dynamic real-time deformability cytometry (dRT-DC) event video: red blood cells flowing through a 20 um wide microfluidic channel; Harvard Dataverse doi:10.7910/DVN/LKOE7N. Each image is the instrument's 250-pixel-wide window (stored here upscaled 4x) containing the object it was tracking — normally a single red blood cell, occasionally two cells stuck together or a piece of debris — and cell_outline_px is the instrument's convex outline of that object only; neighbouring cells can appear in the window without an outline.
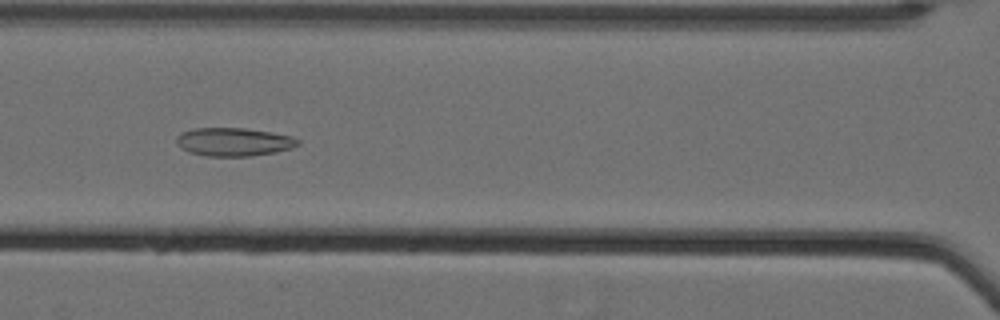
{"species": "Egyptian fruit bat (a non-hibernating species)", "species_latin": "Rousettus aegyptiacus", "temperature_condition": "cold", "stored_images_in_passage": 45, "camera_frame_rate_fps": 3000, "um_per_image_px": 0.085, "animal": {"sex": "female"}, "frame": {"image": 1, "passage_image": 23, "time_ms": 7.333, "image_size_px": [1000, 320], "cell_outline_px": [[300, 144], [292, 148], [276, 152], [252, 156], [208, 156], [188, 152], [176, 144], [176, 136], [192, 128], [244, 128], [272, 132], [292, 136], [300, 140]], "centroid_in_image_um": [19.89, 12.06], "position_along_channel_um": 146.7, "area_um2": 20.17}}
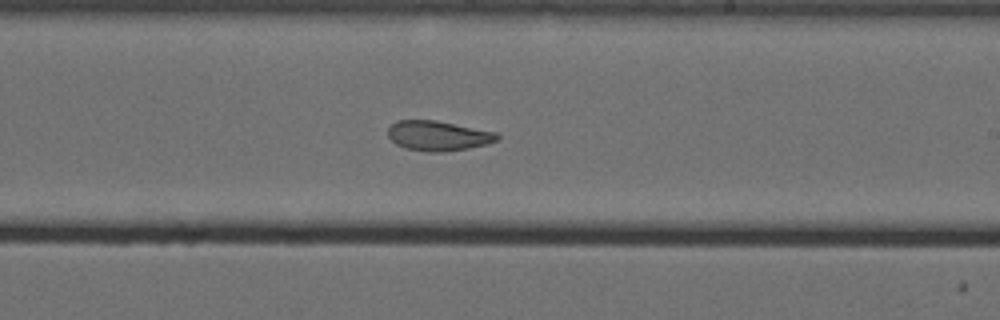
{"frame": {"image": 2, "passage_image": 32, "time_ms": 10.333, "image_size_px": [1000, 320], "cell_outline_px": [[500, 140], [488, 144], [468, 148], [444, 152], [428, 152], [404, 148], [396, 144], [388, 136], [388, 128], [396, 120], [436, 120], [496, 132], [500, 136]], "centroid_in_image_um": [37.25, 11.54], "position_along_channel_um": 251.7, "area_um2": 19.19}}
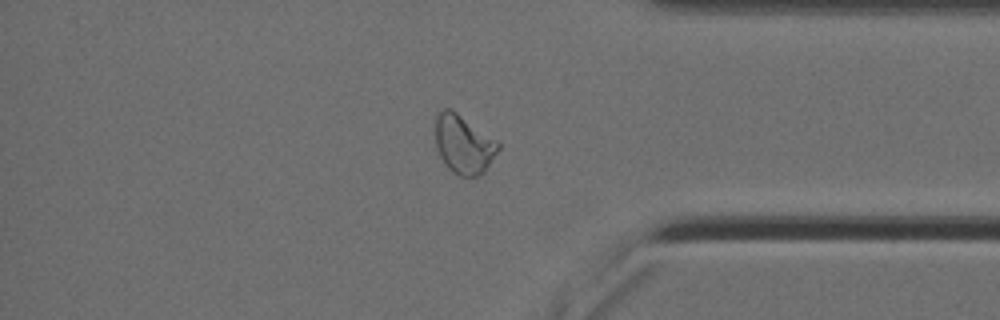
{"frame": {"image": 3, "passage_image": 45, "time_ms": 14.667, "image_size_px": [1000, 320], "cell_outline_px": [[500, 148], [484, 172], [476, 176], [460, 176], [452, 172], [444, 164], [436, 148], [436, 116], [444, 108], [452, 108], [496, 140], [500, 144]], "centroid_in_image_um": [39.4, 12.26], "position_along_channel_um": 395.8, "area_um2": 21.44}, "authors_computed_cell_mechanics": {"area_um2": 20.808, "velocity_mm_per_s": 3.5085, "shape_relaxation_time_tau1_ms": null, "shape_relaxation_time_tau2_ms": 2.9231, "deformation_change_tau1": null, "deformation_change_tau2": 0.0964}}